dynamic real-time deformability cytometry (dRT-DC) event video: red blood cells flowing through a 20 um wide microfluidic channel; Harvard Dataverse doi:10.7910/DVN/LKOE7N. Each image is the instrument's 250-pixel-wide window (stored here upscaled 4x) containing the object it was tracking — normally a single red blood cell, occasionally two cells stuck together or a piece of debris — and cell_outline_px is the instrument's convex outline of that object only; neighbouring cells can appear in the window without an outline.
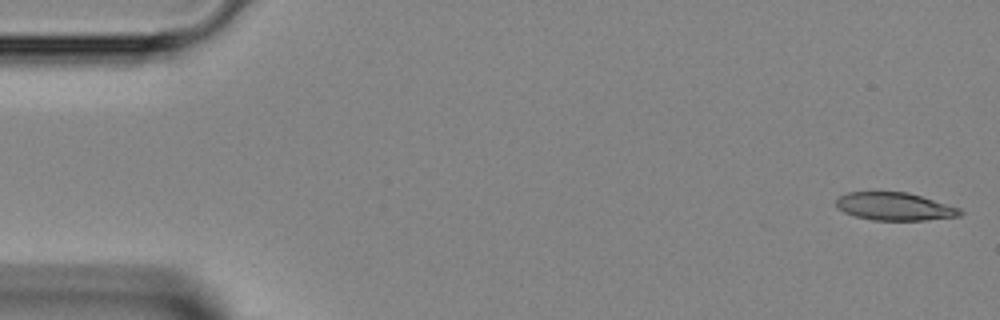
{"species": "Egyptian fruit bat (a non-hibernating species)", "species_latin": "Rousettus aegyptiacus", "temperature_condition": "room temperature", "stored_images_in_passage": 35, "camera_frame_rate_fps": 3000, "um_per_image_px": 0.085, "animal": {"sex": "female"}, "frame": {"image": 1, "passage_image": 1, "time_ms": 0.0, "image_size_px": [1000, 320], "cell_outline_px": [[964, 212], [960, 216], [924, 220], [872, 220], [856, 216], [844, 212], [836, 204], [836, 200], [840, 196], [848, 192], [908, 192], [960, 208]], "centroid_in_image_um": [76.07, 17.55], "position_along_channel_um": 8.9, "area_um2": 19.94}}
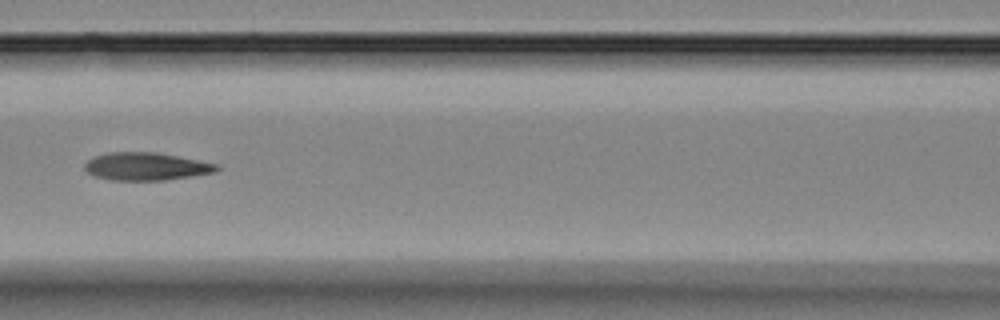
{"frame": {"image": 2, "passage_image": 19, "time_ms": 6.0, "image_size_px": [1000, 320], "cell_outline_px": [[220, 168], [216, 172], [164, 180], [108, 180], [92, 176], [84, 168], [84, 164], [88, 160], [96, 156], [108, 152], [156, 152], [220, 164]], "centroid_in_image_um": [12.42, 14.15], "position_along_channel_um": 154.2, "area_um2": 21.44}}
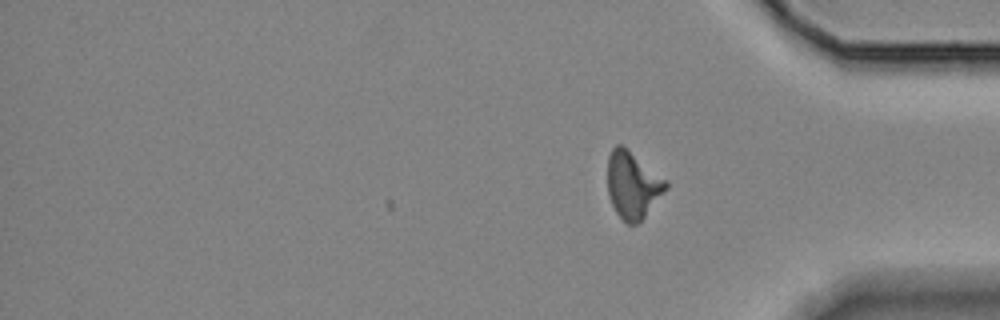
{"frame": {"image": 3, "passage_image": 35, "time_ms": 11.333, "image_size_px": [1000, 320], "cell_outline_px": [[668, 188], [640, 224], [628, 224], [616, 212], [608, 196], [608, 156], [612, 148], [616, 144], [620, 144], [664, 180], [668, 184]], "centroid_in_image_um": [53.76, 15.79], "position_along_channel_um": 381.4, "area_um2": 22.25}}